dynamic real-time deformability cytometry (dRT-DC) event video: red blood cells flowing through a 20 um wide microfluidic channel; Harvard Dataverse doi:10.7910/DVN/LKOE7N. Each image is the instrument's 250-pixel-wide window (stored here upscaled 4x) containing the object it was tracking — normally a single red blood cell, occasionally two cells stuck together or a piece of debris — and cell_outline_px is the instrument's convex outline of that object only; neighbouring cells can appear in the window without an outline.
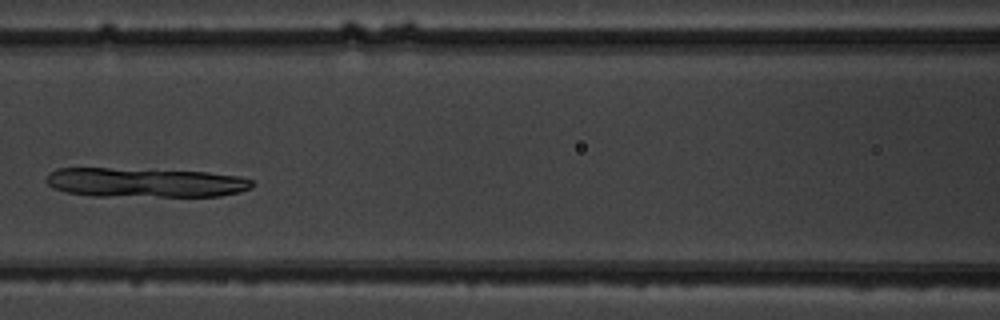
{"species": "common noctule bat (a hibernating species)", "species_latin": "Nyctalus noctula", "temperature_condition": "warm", "stored_images_in_passage": 5, "camera_frame_rate_fps": 3000, "um_per_image_px": 0.085, "animal": {"sex": "male", "body_mass_g": 19.5, "forearm_length_mm": 54.6}, "frame": {"image": 1, "passage_image": 4, "time_ms": 3.667, "image_size_px": [1000, 320], "cell_outline_px": [[256, 184], [252, 188], [240, 192], [220, 196], [92, 196], [68, 192], [52, 188], [44, 180], [48, 172], [56, 168], [108, 168], [208, 172], [240, 176], [252, 180]], "centroid_in_image_um": [12.33, 15.51], "position_along_channel_um": 154.3, "area_um2": 35.6}}
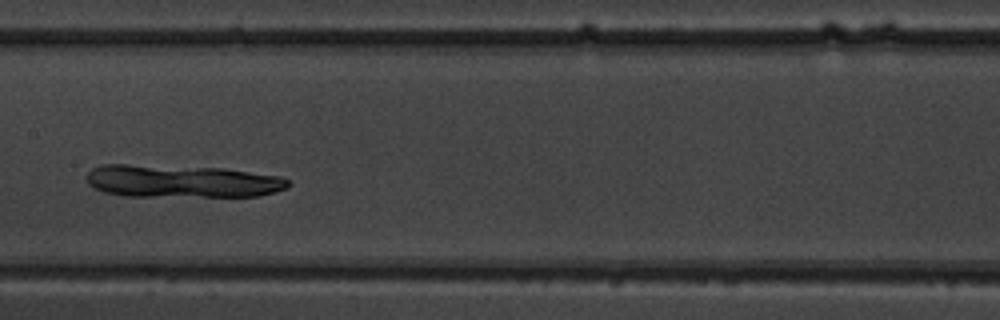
{"frame": {"image": 2, "passage_image": 5, "time_ms": 4.667, "image_size_px": [1000, 320], "cell_outline_px": [[292, 184], [288, 188], [260, 196], [124, 196], [104, 192], [92, 188], [88, 184], [88, 172], [92, 168], [104, 164], [124, 164], [224, 168], [280, 176], [288, 180]], "centroid_in_image_um": [15.46, 15.4], "position_along_channel_um": 191.9, "area_um2": 38.61}}